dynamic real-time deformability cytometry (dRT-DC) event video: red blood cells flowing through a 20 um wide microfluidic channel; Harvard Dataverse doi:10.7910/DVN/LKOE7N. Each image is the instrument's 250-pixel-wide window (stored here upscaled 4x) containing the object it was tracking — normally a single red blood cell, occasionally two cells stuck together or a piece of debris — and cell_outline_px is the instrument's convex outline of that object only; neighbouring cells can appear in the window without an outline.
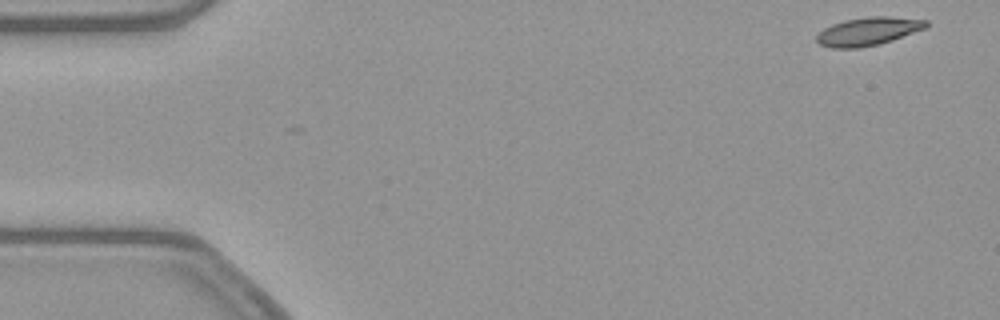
{"species": "common noctule bat (a hibernating species)", "species_latin": "Nyctalus noctula", "temperature_condition": "warm", "stored_images_in_passage": 10, "camera_frame_rate_fps": 3000, "um_per_image_px": 0.085, "animal": {"sex": "female", "body_mass_g": 21.9}, "frame": {"image": 1, "passage_image": 1, "time_ms": 0.0, "image_size_px": [1000, 320], "cell_outline_px": [[928, 28], [880, 44], [860, 48], [832, 48], [820, 44], [816, 40], [816, 36], [824, 28], [832, 24], [844, 20], [868, 16], [892, 16], [928, 20]], "centroid_in_image_um": [73.83, 2.65], "position_along_channel_um": 11.2, "area_um2": 18.21}}